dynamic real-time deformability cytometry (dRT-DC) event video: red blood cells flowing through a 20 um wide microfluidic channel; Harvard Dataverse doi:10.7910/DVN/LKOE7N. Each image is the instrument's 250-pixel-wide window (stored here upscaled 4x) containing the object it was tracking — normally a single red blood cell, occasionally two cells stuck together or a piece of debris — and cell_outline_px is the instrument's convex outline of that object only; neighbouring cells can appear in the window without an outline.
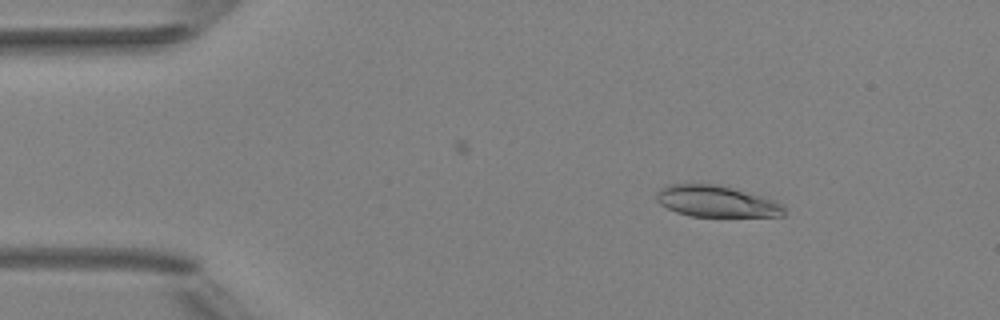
{"species": "Egyptian fruit bat (a non-hibernating species)", "species_latin": "Rousettus aegyptiacus", "temperature_condition": "room temperature", "stored_images_in_passage": 3, "camera_frame_rate_fps": 3000, "um_per_image_px": 0.085, "animal": {"sex": "female"}, "frame": {"image": 1, "passage_image": 1, "time_ms": 0.0, "image_size_px": [1000, 320], "cell_outline_px": [[784, 216], [688, 216], [676, 212], [660, 204], [656, 200], [656, 192], [660, 188], [668, 184], [716, 184], [732, 188], [760, 196], [784, 204]], "centroid_in_image_um": [60.85, 17.11], "position_along_channel_um": 24.2, "area_um2": 23.18}}